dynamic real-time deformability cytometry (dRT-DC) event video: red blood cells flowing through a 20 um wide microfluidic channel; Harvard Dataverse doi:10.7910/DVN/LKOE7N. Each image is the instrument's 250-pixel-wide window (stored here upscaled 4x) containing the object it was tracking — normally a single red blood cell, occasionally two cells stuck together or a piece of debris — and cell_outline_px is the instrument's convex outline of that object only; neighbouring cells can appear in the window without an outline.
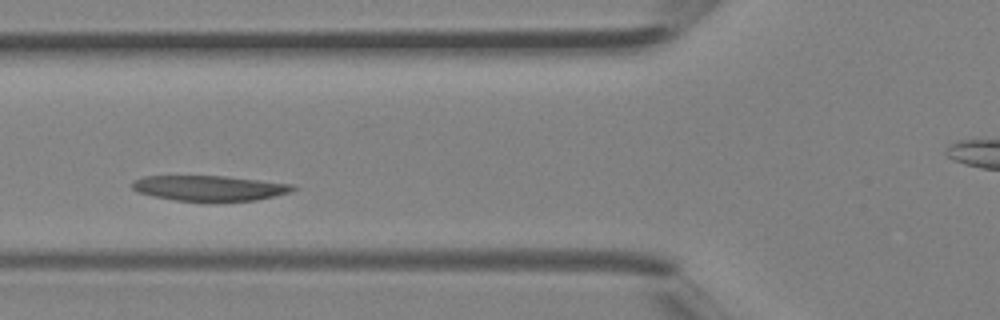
{"species": "Egyptian fruit bat (a non-hibernating species)", "species_latin": "Rousettus aegyptiacus", "temperature_condition": "room temperature", "stored_images_in_passage": 5, "segment_of_instrument_passage": [1, 2], "camera_frame_rate_fps": 3000, "um_per_image_px": 0.085, "animal": {"sex": "female"}, "frame": {"image": 1, "passage_image": 3, "time_ms": 0.667, "image_size_px": [1000, 320], "cell_outline_px": [[296, 188], [292, 192], [256, 200], [176, 200], [152, 196], [140, 192], [132, 188], [132, 180], [144, 176], [228, 176], [292, 184]], "centroid_in_image_um": [17.8, 15.97], "position_along_channel_um": 108.0, "area_um2": 23.35}}
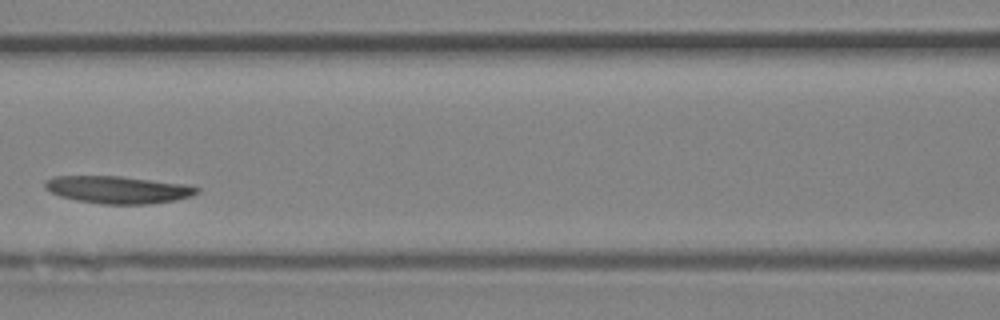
{"frame": {"image": 2, "passage_image": 4, "time_ms": 1.0, "image_size_px": [1000, 320], "cell_outline_px": [[200, 192], [176, 200], [148, 204], [100, 204], [76, 200], [60, 196], [44, 188], [44, 180], [56, 176], [120, 176], [184, 184], [200, 188]], "centroid_in_image_um": [9.99, 16.12], "position_along_channel_um": 156.6, "area_um2": 24.16}}